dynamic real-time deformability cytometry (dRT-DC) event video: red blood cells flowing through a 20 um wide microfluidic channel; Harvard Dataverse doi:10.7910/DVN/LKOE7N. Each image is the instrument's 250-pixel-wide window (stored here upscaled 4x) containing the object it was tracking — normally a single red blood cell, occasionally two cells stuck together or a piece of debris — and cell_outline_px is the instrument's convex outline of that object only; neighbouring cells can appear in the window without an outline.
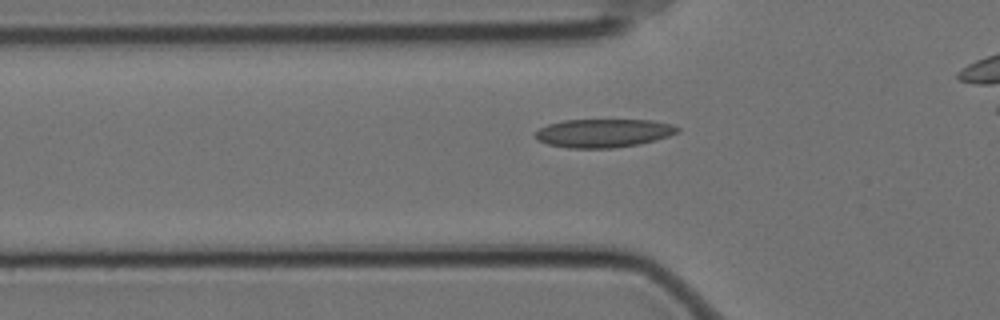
{"species": "Egyptian fruit bat (a non-hibernating species)", "species_latin": "Rousettus aegyptiacus", "temperature_condition": "cold", "stored_images_in_passage": 44, "camera_frame_rate_fps": 3000, "um_per_image_px": 0.085, "animal": {"sex": "female"}, "frame": {"image": 1, "passage_image": 13, "time_ms": 4.0, "image_size_px": [1000, 320], "cell_outline_px": [[680, 132], [656, 140], [640, 144], [612, 148], [568, 148], [548, 144], [536, 140], [536, 132], [540, 128], [548, 124], [564, 120], [652, 120], [672, 124], [680, 128]], "centroid_in_image_um": [51.32, 11.31], "position_along_channel_um": 74.5, "area_um2": 23.64}}
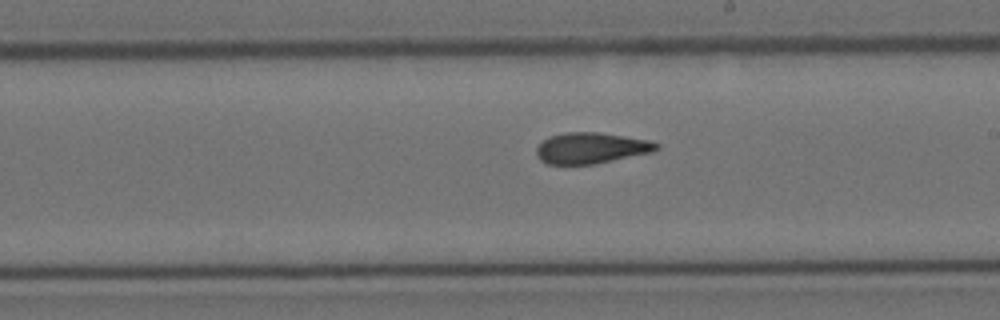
{"frame": {"image": 2, "passage_image": 27, "time_ms": 8.667, "image_size_px": [1000, 320], "cell_outline_px": [[660, 148], [652, 152], [596, 164], [548, 164], [540, 160], [536, 156], [536, 148], [548, 136], [568, 132], [600, 132], [648, 140], [660, 144]], "centroid_in_image_um": [50.24, 12.58], "position_along_channel_um": 238.8, "area_um2": 21.73}}
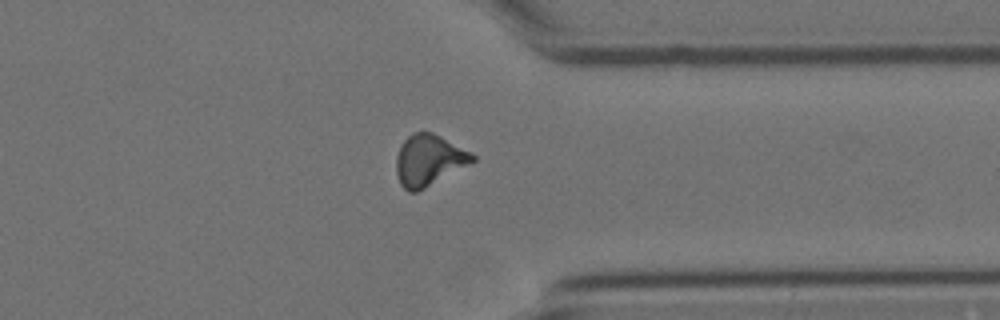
{"frame": {"image": 3, "passage_image": 39, "time_ms": 12.667, "image_size_px": [1000, 320], "cell_outline_px": [[476, 160], [424, 188], [416, 192], [408, 192], [400, 184], [396, 172], [396, 156], [400, 144], [412, 132], [432, 132], [472, 152], [476, 156]], "centroid_in_image_um": [36.43, 13.6], "position_along_channel_um": 375.0, "area_um2": 22.6}}